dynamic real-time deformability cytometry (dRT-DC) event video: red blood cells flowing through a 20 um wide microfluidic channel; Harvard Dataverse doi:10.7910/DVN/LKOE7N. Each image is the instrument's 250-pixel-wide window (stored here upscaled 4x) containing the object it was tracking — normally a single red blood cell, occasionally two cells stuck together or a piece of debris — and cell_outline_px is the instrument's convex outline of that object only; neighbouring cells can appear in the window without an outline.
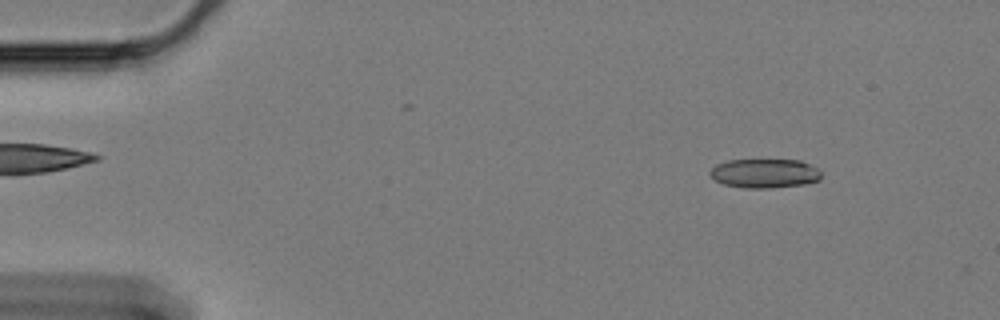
{"species": "Egyptian fruit bat (a non-hibernating species)", "species_latin": "Rousettus aegyptiacus", "temperature_condition": "cold", "stored_images_in_passage": 62, "segment_of_instrument_passage": [1, 2], "camera_frame_rate_fps": 3000, "um_per_image_px": 0.085, "animal": {"sex": "female"}, "frame": {"image": 1, "passage_image": 8, "time_ms": 2.333, "image_size_px": [1000, 320], "cell_outline_px": [[820, 180], [804, 184], [768, 188], [744, 188], [724, 184], [716, 180], [708, 172], [716, 164], [728, 160], [800, 160], [816, 168], [820, 172]], "centroid_in_image_um": [64.97, 14.73], "position_along_channel_um": 20.0, "area_um2": 18.73}}
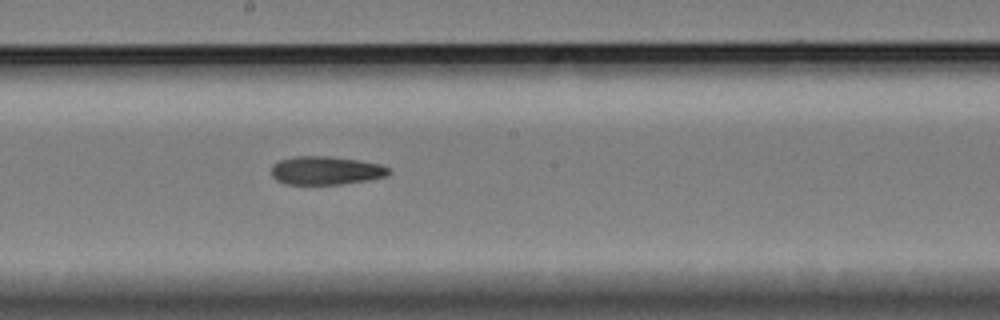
{"frame": {"image": 2, "passage_image": 34, "time_ms": 11.0, "image_size_px": [1000, 320], "cell_outline_px": [[392, 172], [384, 176], [368, 180], [340, 184], [284, 184], [276, 180], [272, 176], [272, 164], [280, 160], [296, 156], [328, 156], [360, 160], [380, 164], [388, 168]], "centroid_in_image_um": [27.68, 14.49], "position_along_channel_um": 220.5, "area_um2": 19.42}}
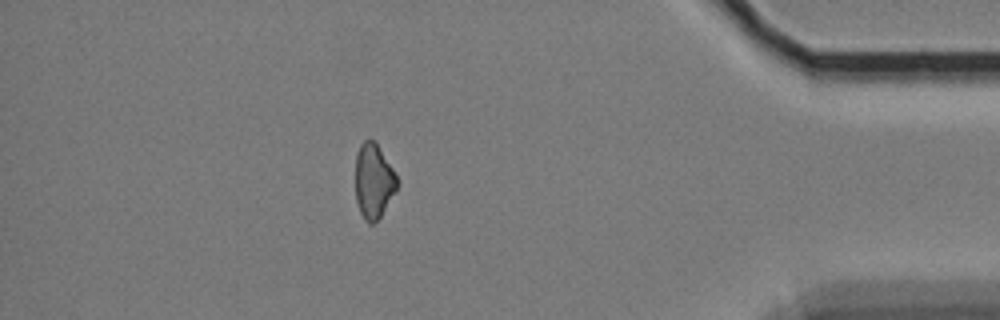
{"frame": {"image": 3, "passage_image": 54, "time_ms": 17.667, "image_size_px": [1000, 320], "cell_outline_px": [[400, 184], [396, 192], [380, 216], [372, 224], [368, 224], [364, 220], [360, 212], [356, 200], [356, 156], [360, 144], [364, 140], [376, 140], [396, 172], [400, 180]], "centroid_in_image_um": [31.8, 15.36], "position_along_channel_um": 403.4, "area_um2": 18.61}}